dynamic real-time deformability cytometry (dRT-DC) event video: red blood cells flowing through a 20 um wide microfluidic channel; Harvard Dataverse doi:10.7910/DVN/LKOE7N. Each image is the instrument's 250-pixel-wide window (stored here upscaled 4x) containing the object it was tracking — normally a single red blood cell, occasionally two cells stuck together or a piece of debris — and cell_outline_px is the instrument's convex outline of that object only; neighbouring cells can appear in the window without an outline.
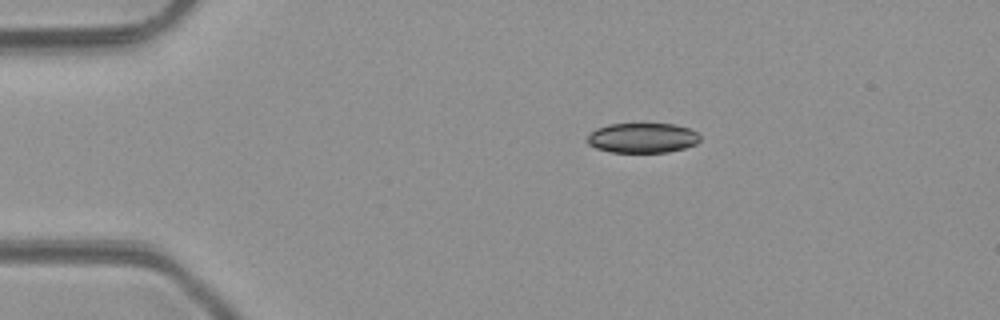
{"species": "common noctule bat (a hibernating species)", "species_latin": "Nyctalus noctula", "temperature_condition": "room temperature", "stored_images_in_passage": 3, "camera_frame_rate_fps": 3000, "um_per_image_px": 0.085, "animal": {"sex": "male", "body_mass_g": 23.1, "forearm_length_mm": 52.7}, "frame": {"image": 1, "passage_image": 1, "time_ms": 0.0, "image_size_px": [1000, 320], "cell_outline_px": [[700, 140], [696, 144], [684, 148], [668, 152], [612, 152], [596, 148], [588, 144], [584, 140], [596, 128], [608, 124], [676, 124], [688, 128], [696, 132], [700, 136]], "centroid_in_image_um": [54.59, 11.72], "position_along_channel_um": 30.4, "area_um2": 19.71}}
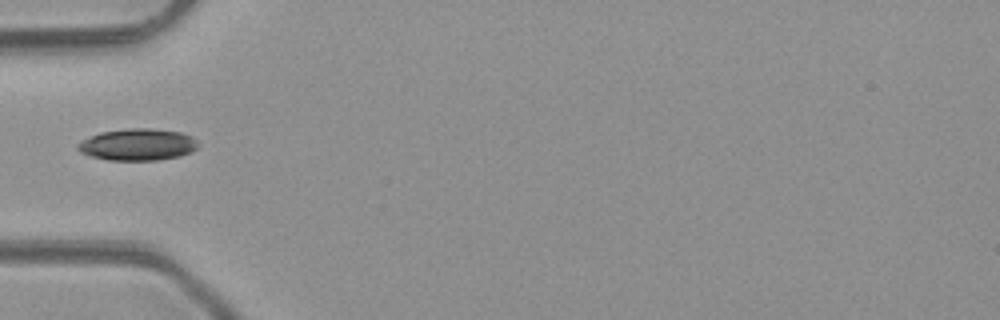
{"frame": {"image": 2, "passage_image": 3, "time_ms": 2.333, "image_size_px": [1000, 320], "cell_outline_px": [[200, 144], [192, 152], [180, 156], [156, 160], [108, 160], [92, 156], [80, 152], [76, 148], [76, 144], [100, 132], [128, 128], [148, 128], [180, 132], [192, 136]], "centroid_in_image_um": [11.72, 12.29], "position_along_channel_um": 73.3, "area_um2": 22.25}}